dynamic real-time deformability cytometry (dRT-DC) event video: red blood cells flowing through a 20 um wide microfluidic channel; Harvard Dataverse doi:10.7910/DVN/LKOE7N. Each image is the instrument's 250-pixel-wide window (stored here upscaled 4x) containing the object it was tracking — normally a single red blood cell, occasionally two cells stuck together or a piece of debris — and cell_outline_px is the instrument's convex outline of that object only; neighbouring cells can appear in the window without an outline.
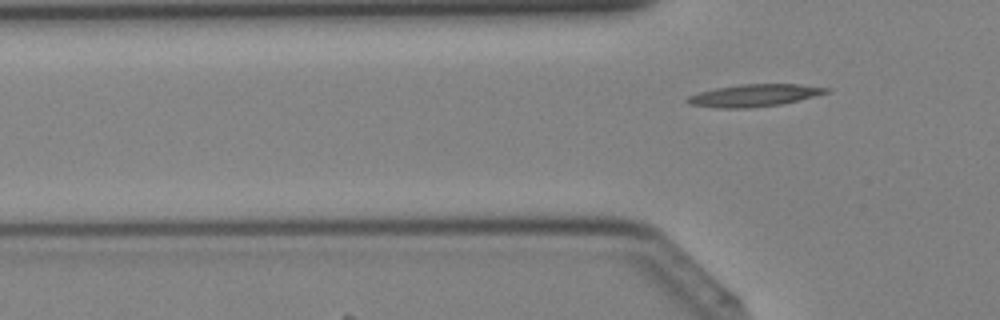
{"species": "Egyptian fruit bat (a non-hibernating species)", "species_latin": "Rousettus aegyptiacus", "temperature_condition": "cold", "stored_images_in_passage": 3, "camera_frame_rate_fps": 3000, "um_per_image_px": 0.085, "animal": {"sex": "female"}, "frame": {"image": 1, "passage_image": 3, "time_ms": 0.667, "image_size_px": [1000, 320], "cell_outline_px": [[832, 88], [828, 92], [784, 104], [748, 108], [720, 108], [692, 104], [684, 100], [688, 96], [700, 92], [716, 88], [740, 84], [800, 84]], "centroid_in_image_um": [64.14, 8.1], "position_along_channel_um": 61.7, "area_um2": 17.92}}